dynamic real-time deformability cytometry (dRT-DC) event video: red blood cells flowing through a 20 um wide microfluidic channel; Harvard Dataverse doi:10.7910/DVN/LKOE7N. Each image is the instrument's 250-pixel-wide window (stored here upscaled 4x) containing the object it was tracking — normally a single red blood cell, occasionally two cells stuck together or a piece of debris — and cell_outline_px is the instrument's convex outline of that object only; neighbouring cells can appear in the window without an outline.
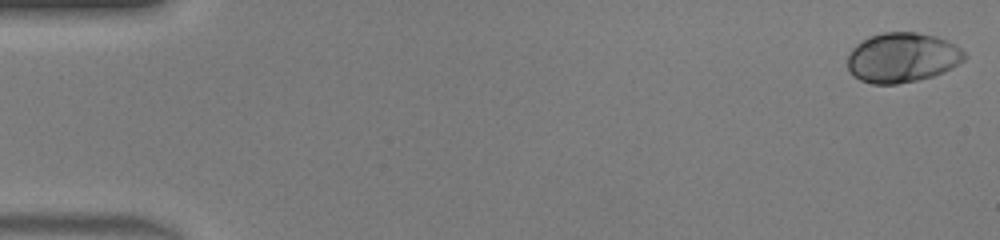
{"species": "human", "species_latin": "Homo sapiens", "temperature_condition": "warm", "stored_images_in_passage": 47, "camera_frame_rate_fps": 3000, "um_per_image_px": 0.085, "donor": {"sex": "male"}, "frame": {"image": 1, "passage_image": 1, "time_ms": 0.0, "image_size_px": [1000, 240], "cell_outline_px": [[968, 56], [964, 60], [952, 68], [944, 72], [932, 76], [916, 80], [896, 84], [872, 84], [860, 80], [852, 76], [848, 68], [848, 56], [852, 48], [856, 44], [868, 36], [880, 32], [916, 32], [936, 36], [956, 44]], "centroid_in_image_um": [76.69, 4.88], "position_along_channel_um": 8.3, "area_um2": 34.22}}
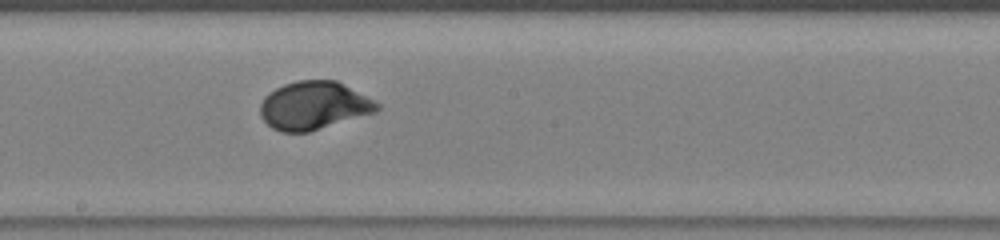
{"frame": {"image": 2, "passage_image": 26, "time_ms": 8.333, "image_size_px": [1000, 240], "cell_outline_px": [[380, 108], [376, 112], [308, 132], [280, 132], [272, 128], [260, 116], [260, 104], [264, 96], [276, 88], [284, 84], [296, 80], [336, 80], [380, 104]], "centroid_in_image_um": [26.64, 8.97], "position_along_channel_um": 221.6, "area_um2": 32.6}}
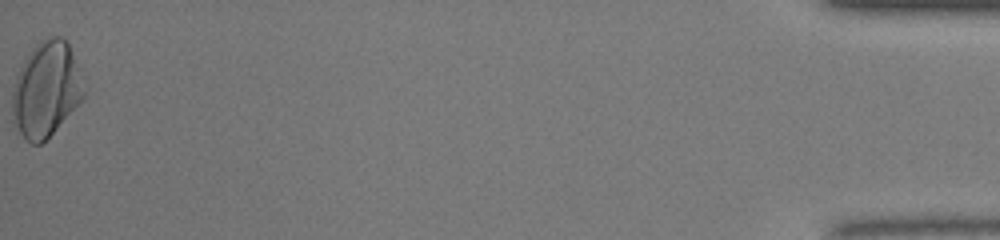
{"frame": {"image": 3, "passage_image": 47, "time_ms": 15.333, "image_size_px": [1000, 240], "cell_outline_px": [[84, 96], [56, 128], [40, 144], [32, 144], [24, 140], [12, 120], [12, 92], [16, 76], [28, 52], [40, 40], [48, 36], [60, 36], [68, 44], [84, 76]], "centroid_in_image_um": [3.91, 7.57], "position_along_channel_um": 431.3, "area_um2": 39.65}, "authors_computed_cell_mechanics": {"area_um2": 32.8304, "velocity_mm_per_s": 4.4254, "shape_relaxation_time_tau1_ms": 2.8746, "shape_relaxation_time_tau2_ms": null, "deformation_change_tau1": 0.1732, "deformation_change_tau2": null}}